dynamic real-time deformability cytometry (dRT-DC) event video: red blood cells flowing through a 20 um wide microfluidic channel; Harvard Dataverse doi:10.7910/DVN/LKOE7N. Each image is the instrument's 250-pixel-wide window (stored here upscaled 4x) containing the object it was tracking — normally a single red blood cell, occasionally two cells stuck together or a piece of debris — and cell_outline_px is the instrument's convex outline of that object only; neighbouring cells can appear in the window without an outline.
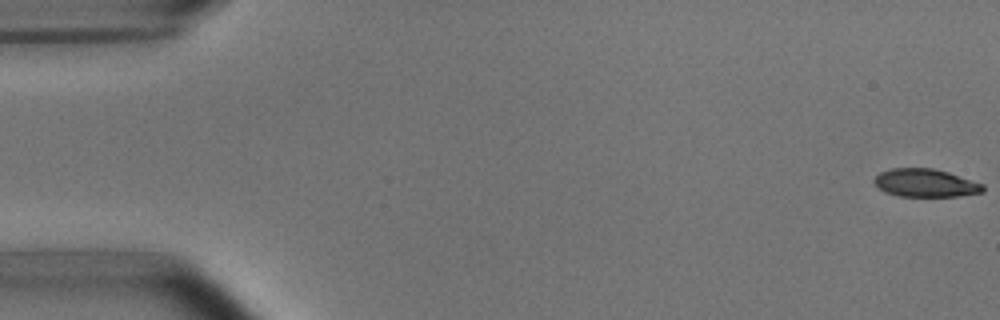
{"species": "common noctule bat (a hibernating species)", "species_latin": "Nyctalus noctula", "temperature_condition": "room temperature", "stored_images_in_passage": 53, "camera_frame_rate_fps": 3000, "um_per_image_px": 0.085, "animal": {"sex": "male", "body_mass_g": 15.6}, "frame": {"image": 1, "passage_image": 1, "time_ms": 0.0, "image_size_px": [1000, 320], "cell_outline_px": [[984, 192], [960, 196], [900, 196], [884, 192], [872, 180], [880, 172], [892, 168], [932, 168], [948, 172], [984, 184]], "centroid_in_image_um": [78.67, 15.55], "position_along_channel_um": 6.3, "area_um2": 17.74}}
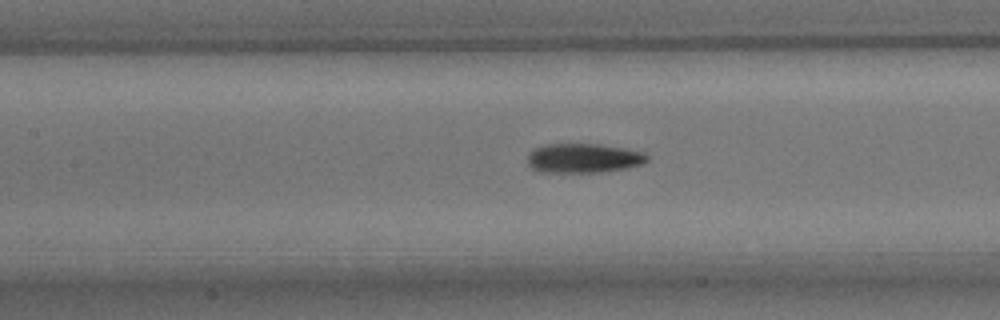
{"frame": {"image": 2, "passage_image": 24, "time_ms": 7.667, "image_size_px": [1000, 320], "cell_outline_px": [[648, 160], [644, 164], [628, 168], [600, 172], [540, 172], [532, 168], [528, 164], [528, 152], [532, 148], [544, 144], [600, 144], [624, 148], [644, 152], [648, 156]], "centroid_in_image_um": [49.59, 13.44], "position_along_channel_um": 157.8, "area_um2": 20.75}}
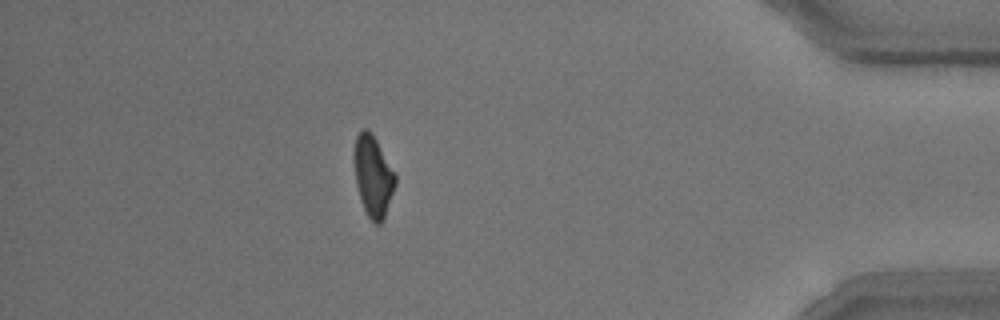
{"frame": {"image": 3, "passage_image": 47, "time_ms": 15.333, "image_size_px": [1000, 320], "cell_outline_px": [[396, 184], [384, 220], [380, 224], [376, 224], [368, 216], [360, 200], [356, 184], [352, 160], [352, 152], [356, 136], [364, 128], [368, 128], [376, 140], [396, 172]], "centroid_in_image_um": [31.7, 14.95], "position_along_channel_um": 403.5, "area_um2": 19.88}, "authors_computed_cell_mechanics": {"area_um2": 19.7676, "velocity_mm_per_s": 3.7964, "shape_relaxation_time_tau1_ms": 3.3147, "shape_relaxation_time_tau2_ms": 3.4695, "deformation_change_tau1": 0.1573, "deformation_change_tau2": 0.1097}}